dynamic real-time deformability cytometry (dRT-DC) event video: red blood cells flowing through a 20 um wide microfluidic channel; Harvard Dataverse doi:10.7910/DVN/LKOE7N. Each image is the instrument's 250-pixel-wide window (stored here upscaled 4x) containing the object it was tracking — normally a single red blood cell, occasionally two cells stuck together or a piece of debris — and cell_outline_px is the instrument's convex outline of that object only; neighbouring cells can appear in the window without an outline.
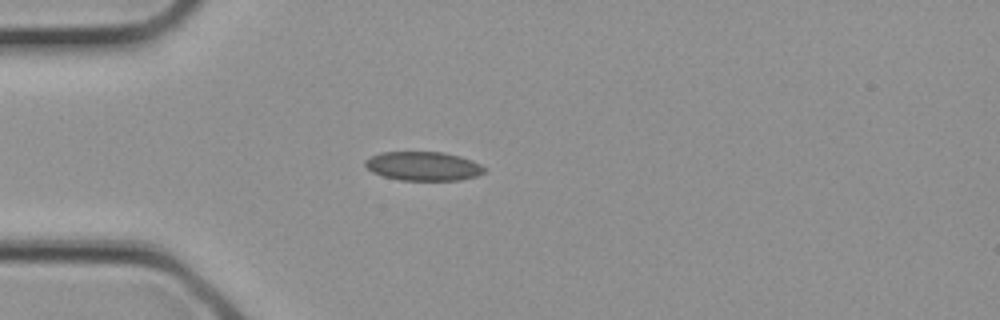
{"species": "common noctule bat (a hibernating species)", "species_latin": "Nyctalus noctula", "temperature_condition": "cold", "stored_images_in_passage": 1, "camera_frame_rate_fps": 3000, "um_per_image_px": 0.085, "animal": {"sex": "female", "body_mass_g": 21.9}, "frame": {"image": 1, "passage_image": 1, "time_ms": 0.0, "image_size_px": [1000, 320], "cell_outline_px": [[488, 168], [484, 172], [476, 176], [460, 180], [400, 180], [384, 176], [372, 172], [364, 164], [364, 160], [380, 152], [444, 152], [460, 156], [472, 160]], "centroid_in_image_um": [36.0, 14.12], "position_along_channel_um": 49.0, "area_um2": 20.17}}